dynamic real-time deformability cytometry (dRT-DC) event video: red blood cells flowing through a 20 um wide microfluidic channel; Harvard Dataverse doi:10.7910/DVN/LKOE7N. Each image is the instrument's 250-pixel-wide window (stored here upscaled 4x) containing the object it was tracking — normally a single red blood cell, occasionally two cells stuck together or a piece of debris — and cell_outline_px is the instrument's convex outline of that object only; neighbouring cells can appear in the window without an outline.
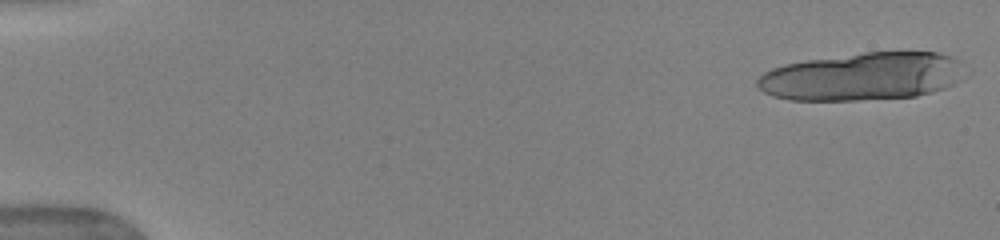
{"species": "human", "species_latin": "Homo sapiens", "temperature_condition": "warm", "stored_images_in_passage": 39, "camera_frame_rate_fps": 3000, "um_per_image_px": 0.085, "donor": {"sex": "female"}, "frame": {"image": 1, "passage_image": 1, "time_ms": 0.0, "image_size_px": [1000, 240], "cell_outline_px": [[972, 72], [964, 80], [944, 88], [932, 92], [916, 96], [856, 100], [788, 100], [772, 96], [764, 92], [756, 84], [756, 80], [764, 72], [772, 68], [784, 64], [808, 60], [864, 52], [940, 52], [952, 56], [960, 60], [972, 68]], "centroid_in_image_um": [73.46, 6.49], "position_along_channel_um": 11.5, "area_um2": 58.96}}
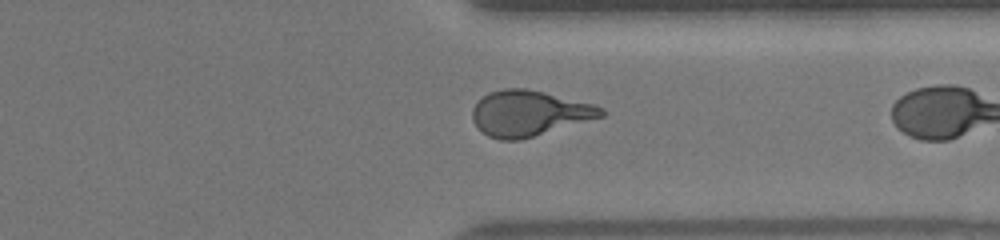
{"frame": {"image": 2, "passage_image": 38, "time_ms": 12.333, "image_size_px": [1000, 240], "cell_outline_px": [[608, 112], [604, 116], [520, 140], [500, 140], [488, 136], [472, 120], [472, 108], [488, 92], [504, 88], [524, 88], [544, 92], [592, 104], [604, 108]], "centroid_in_image_um": [44.98, 9.63], "position_along_channel_um": 366.4, "area_um2": 33.93}}